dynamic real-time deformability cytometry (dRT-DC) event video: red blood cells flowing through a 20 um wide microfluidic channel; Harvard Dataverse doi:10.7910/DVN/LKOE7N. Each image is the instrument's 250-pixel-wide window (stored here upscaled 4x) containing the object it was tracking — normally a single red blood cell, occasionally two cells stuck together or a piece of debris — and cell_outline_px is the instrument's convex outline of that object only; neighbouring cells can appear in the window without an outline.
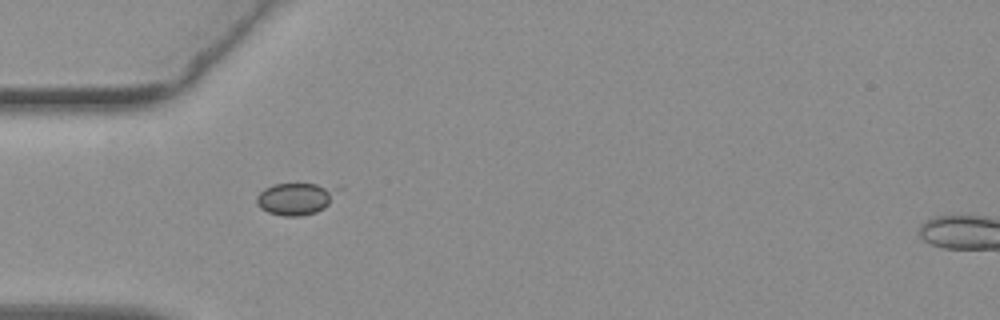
{"species": "common noctule bat (a hibernating species)", "species_latin": "Nyctalus noctula", "temperature_condition": "warm", "stored_images_in_passage": 39, "camera_frame_rate_fps": 3000, "um_per_image_px": 0.085, "animal": {"sex": "female", "body_mass_g": 19.3, "forearm_length_mm": 54.1}, "frame": {"image": 1, "passage_image": 1, "time_ms": 0.0, "image_size_px": [1000, 320], "cell_outline_px": [[344, 188], [324, 208], [316, 212], [300, 216], [284, 216], [268, 212], [260, 208], [256, 204], [256, 196], [264, 188], [272, 184], [316, 184]], "centroid_in_image_um": [25.15, 16.88], "position_along_channel_um": 59.9, "area_um2": 15.32}}
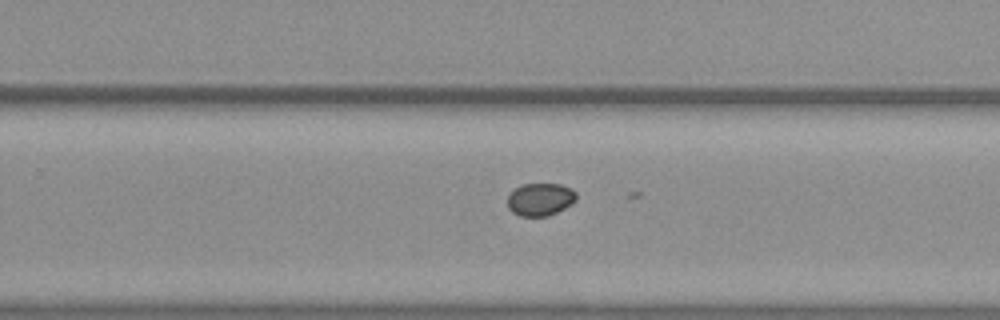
{"frame": {"image": 2, "passage_image": 19, "time_ms": 6.0, "image_size_px": [1000, 320], "cell_outline_px": [[576, 200], [572, 204], [548, 216], [520, 216], [512, 212], [508, 208], [508, 196], [520, 184], [560, 184], [572, 188], [576, 192]], "centroid_in_image_um": [45.93, 16.94], "position_along_channel_um": 283.9, "area_um2": 13.12}}
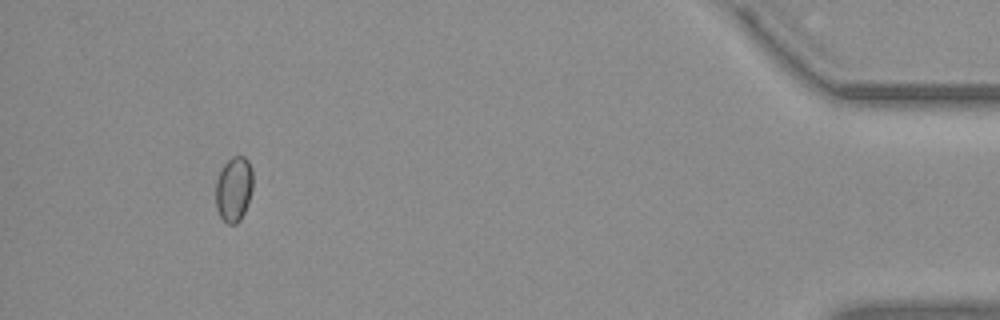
{"frame": {"image": 3, "passage_image": 35, "time_ms": 11.333, "image_size_px": [1000, 320], "cell_outline_px": [[252, 188], [244, 212], [240, 220], [236, 224], [228, 224], [220, 216], [216, 208], [216, 180], [220, 168], [232, 156], [244, 156], [248, 160], [252, 168]], "centroid_in_image_um": [19.86, 16.04], "position_along_channel_um": 415.3, "area_um2": 14.1}}